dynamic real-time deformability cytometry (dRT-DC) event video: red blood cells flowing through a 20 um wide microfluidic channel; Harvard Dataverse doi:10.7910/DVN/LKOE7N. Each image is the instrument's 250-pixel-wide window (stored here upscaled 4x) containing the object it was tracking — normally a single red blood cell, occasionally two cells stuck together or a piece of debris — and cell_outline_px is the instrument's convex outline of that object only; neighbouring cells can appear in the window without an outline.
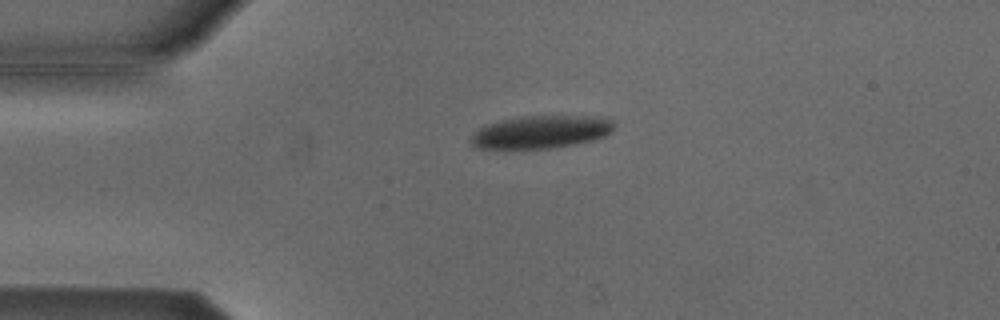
{"species": "Egyptian fruit bat (a non-hibernating species)", "species_latin": "Rousettus aegyptiacus", "temperature_condition": "cold", "stored_images_in_passage": 2, "camera_frame_rate_fps": 3000, "um_per_image_px": 0.085, "animal": {"sex": "male"}, "frame": {"image": 1, "passage_image": 1, "time_ms": 0.0, "image_size_px": [1000, 320], "cell_outline_px": [[616, 124], [612, 132], [604, 136], [592, 140], [572, 144], [548, 148], [476, 148], [472, 144], [472, 136], [480, 128], [488, 124], [520, 116], [608, 116]], "centroid_in_image_um": [46.08, 11.19], "position_along_channel_um": 38.9, "area_um2": 27.11}}